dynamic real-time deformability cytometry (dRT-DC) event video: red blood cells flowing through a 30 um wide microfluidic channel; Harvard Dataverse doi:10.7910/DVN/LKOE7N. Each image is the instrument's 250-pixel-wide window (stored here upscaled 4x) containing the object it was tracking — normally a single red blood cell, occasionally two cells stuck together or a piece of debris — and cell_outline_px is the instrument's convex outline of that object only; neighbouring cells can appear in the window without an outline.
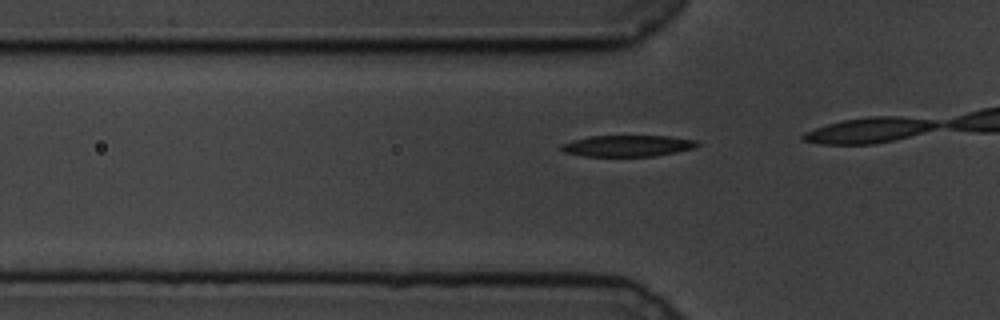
{"species": "common noctule bat (a hibernating species)", "species_latin": "Nyctalus noctula", "temperature_condition": "cold", "stored_images_in_passage": 17, "camera_frame_rate_fps": 3000, "um_per_image_px": 0.085, "animal": {"sex": "male", "body_mass_g": 19.5, "forearm_length_mm": 54.6}, "frame": {"image": 1, "passage_image": 14, "time_ms": 4.333, "image_size_px": [1000, 320], "cell_outline_px": [[700, 144], [696, 148], [676, 152], [652, 156], [584, 156], [564, 152], [560, 148], [560, 144], [572, 140], [588, 136], [668, 136], [696, 140]], "centroid_in_image_um": [53.34, 12.39], "position_along_channel_um": 72.5, "area_um2": 16.94}}